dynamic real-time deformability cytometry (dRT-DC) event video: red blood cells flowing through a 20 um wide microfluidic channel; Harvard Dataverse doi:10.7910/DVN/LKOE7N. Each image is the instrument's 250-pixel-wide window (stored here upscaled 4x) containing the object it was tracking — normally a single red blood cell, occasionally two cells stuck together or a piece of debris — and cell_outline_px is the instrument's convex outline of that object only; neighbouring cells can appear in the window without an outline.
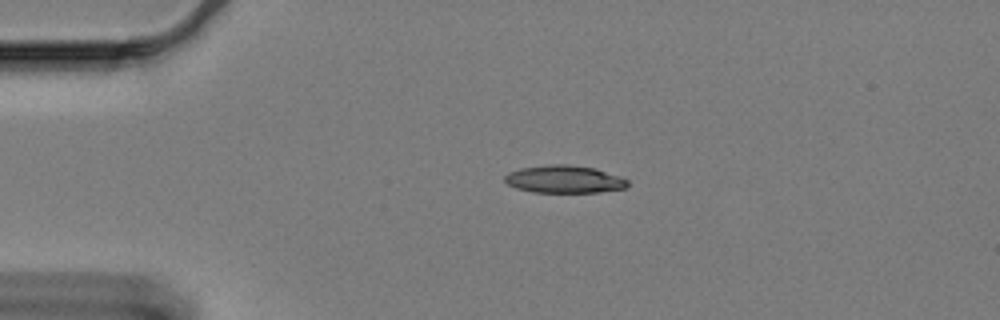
{"species": "Egyptian fruit bat (a non-hibernating species)", "species_latin": "Rousettus aegyptiacus", "temperature_condition": "cold", "stored_images_in_passage": 48, "camera_frame_rate_fps": 3000, "um_per_image_px": 0.085, "animal": {"sex": "female"}, "frame": {"image": 1, "passage_image": 1, "time_ms": 0.0, "image_size_px": [1000, 320], "cell_outline_px": [[628, 184], [624, 188], [596, 192], [532, 192], [516, 188], [508, 184], [504, 180], [504, 176], [508, 172], [520, 168], [548, 164], [568, 164], [596, 168], [620, 176], [628, 180]], "centroid_in_image_um": [47.94, 15.22], "position_along_channel_um": 37.1, "area_um2": 19.83}}
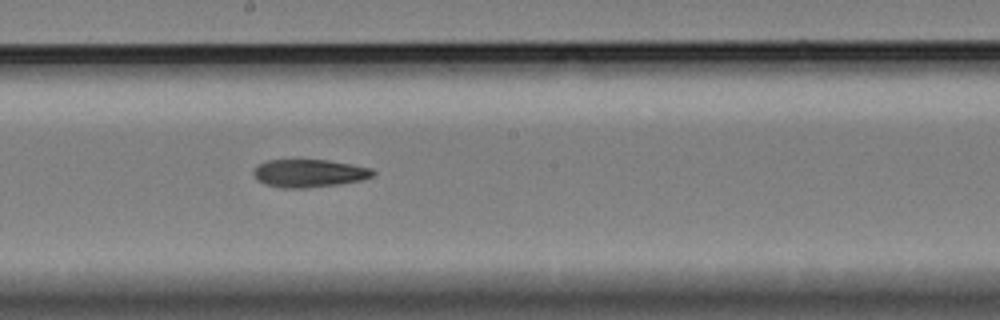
{"frame": {"image": 2, "passage_image": 21, "time_ms": 6.667, "image_size_px": [1000, 320], "cell_outline_px": [[376, 172], [372, 176], [360, 180], [336, 184], [304, 188], [280, 188], [264, 184], [256, 180], [252, 172], [260, 164], [268, 160], [328, 160], [352, 164], [372, 168]], "centroid_in_image_um": [26.25, 14.72], "position_along_channel_um": 221.9, "area_um2": 19.31}}
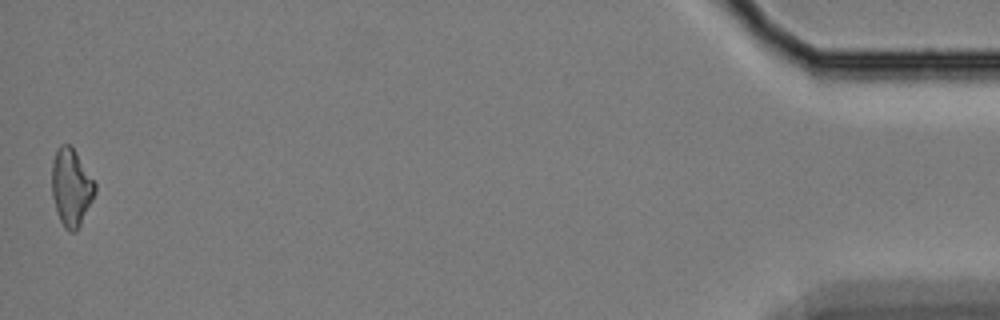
{"frame": {"image": 3, "passage_image": 48, "time_ms": 15.667, "image_size_px": [1000, 320], "cell_outline_px": [[96, 192], [76, 232], [68, 232], [64, 228], [56, 212], [52, 196], [52, 160], [56, 148], [60, 144], [72, 144], [96, 184]], "centroid_in_image_um": [6.04, 15.89], "position_along_channel_um": 429.2, "area_um2": 19.71}, "authors_computed_cell_mechanics": {"area_um2": 19.8254, "velocity_mm_per_s": 3.2882, "shape_relaxation_time_tau1_ms": null, "shape_relaxation_time_tau2_ms": 10.1224, "deformation_change_tau1": null, "deformation_change_tau2": 0.1948}}